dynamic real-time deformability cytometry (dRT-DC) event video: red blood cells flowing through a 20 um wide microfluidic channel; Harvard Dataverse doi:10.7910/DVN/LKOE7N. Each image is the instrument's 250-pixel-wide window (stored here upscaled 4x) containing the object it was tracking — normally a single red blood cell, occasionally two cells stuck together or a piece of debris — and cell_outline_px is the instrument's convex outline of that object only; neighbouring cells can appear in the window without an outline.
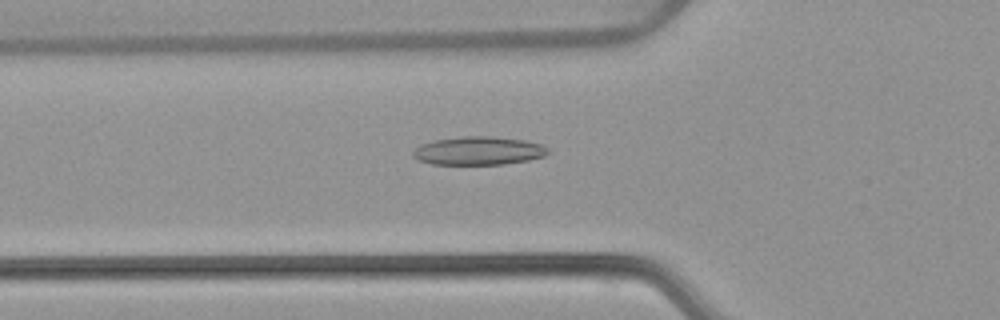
{"species": "common noctule bat (a hibernating species)", "species_latin": "Nyctalus noctula", "temperature_condition": "warm", "stored_images_in_passage": 54, "camera_frame_rate_fps": 3000, "um_per_image_px": 0.085, "animal": {"sex": "female", "body_mass_g": 22.7, "forearm_length_mm": 54.2}, "frame": {"image": 1, "passage_image": 19, "time_ms": 6.0, "image_size_px": [1000, 320], "cell_outline_px": [[548, 152], [544, 156], [528, 160], [504, 164], [432, 164], [420, 160], [412, 156], [412, 152], [420, 144], [432, 140], [464, 136], [492, 136], [524, 140], [540, 144], [548, 148]], "centroid_in_image_um": [40.65, 12.81], "position_along_channel_um": 85.1, "area_um2": 22.25}}
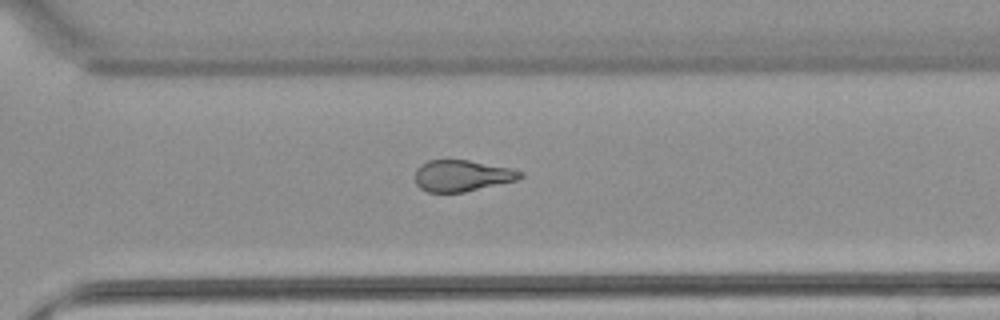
{"frame": {"image": 2, "passage_image": 38, "time_ms": 12.333, "image_size_px": [1000, 320], "cell_outline_px": [[524, 176], [516, 180], [464, 192], [428, 192], [420, 188], [416, 184], [416, 168], [420, 164], [428, 160], [468, 160], [512, 168], [520, 172]], "centroid_in_image_um": [39.24, 14.93], "position_along_channel_um": 331.4, "area_um2": 19.07}}
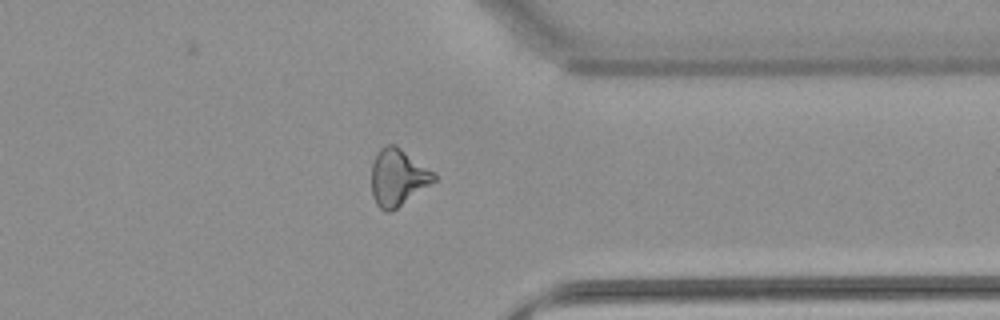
{"frame": {"image": 3, "passage_image": 42, "time_ms": 13.667, "image_size_px": [1000, 320], "cell_outline_px": [[436, 180], [392, 212], [384, 212], [376, 204], [372, 196], [372, 164], [380, 148], [388, 144], [396, 144], [436, 172]], "centroid_in_image_um": [33.83, 15.08], "position_along_channel_um": 377.6, "area_um2": 20.92}, "authors_computed_cell_mechanics": {"area_um2": 21.2993, "velocity_mm_per_s": 3.8879, "shape_relaxation_time_tau1_ms": null, "shape_relaxation_time_tau2_ms": 2.5794, "deformation_change_tau1": null, "deformation_change_tau2": 0.1034}}